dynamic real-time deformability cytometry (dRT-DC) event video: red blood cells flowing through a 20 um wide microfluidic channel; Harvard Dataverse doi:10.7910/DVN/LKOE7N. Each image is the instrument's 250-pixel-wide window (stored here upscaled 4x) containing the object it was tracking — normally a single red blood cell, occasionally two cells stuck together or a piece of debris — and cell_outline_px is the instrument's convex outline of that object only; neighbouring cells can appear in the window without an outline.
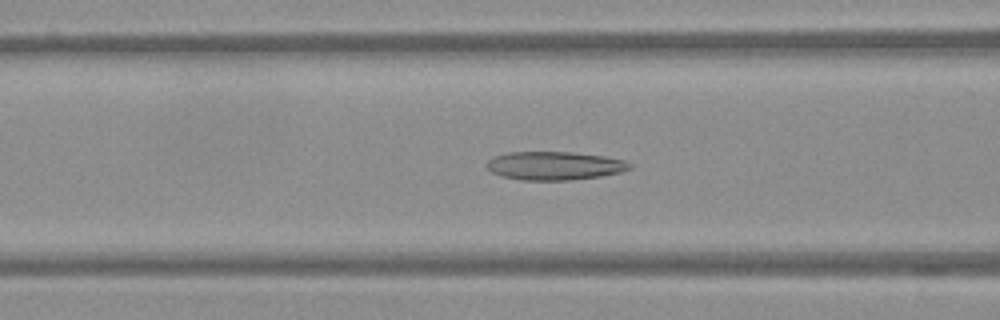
{"species": "Egyptian fruit bat (a non-hibernating species)", "species_latin": "Rousettus aegyptiacus", "temperature_condition": "warm", "stored_images_in_passage": 46, "camera_frame_rate_fps": 3000, "um_per_image_px": 0.085, "frame": {"image": 1, "passage_image": 13, "time_ms": 4.0, "image_size_px": [1000, 320], "cell_outline_px": [[632, 168], [620, 172], [600, 176], [568, 180], [520, 180], [500, 176], [484, 168], [484, 164], [492, 156], [508, 152], [572, 152], [604, 156], [624, 160], [632, 164]], "centroid_in_image_um": [47.07, 14.08], "position_along_channel_um": 119.5, "area_um2": 23.93}}
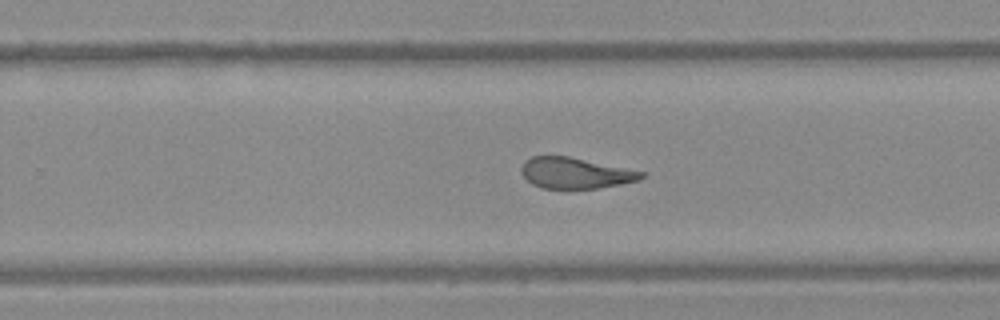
{"frame": {"image": 2, "passage_image": 26, "time_ms": 8.333, "image_size_px": [1000, 320], "cell_outline_px": [[648, 176], [640, 180], [620, 184], [596, 188], [540, 188], [532, 184], [520, 172], [520, 168], [532, 156], [568, 156], [644, 172]], "centroid_in_image_um": [48.92, 14.71], "position_along_channel_um": 280.9, "area_um2": 21.39}}
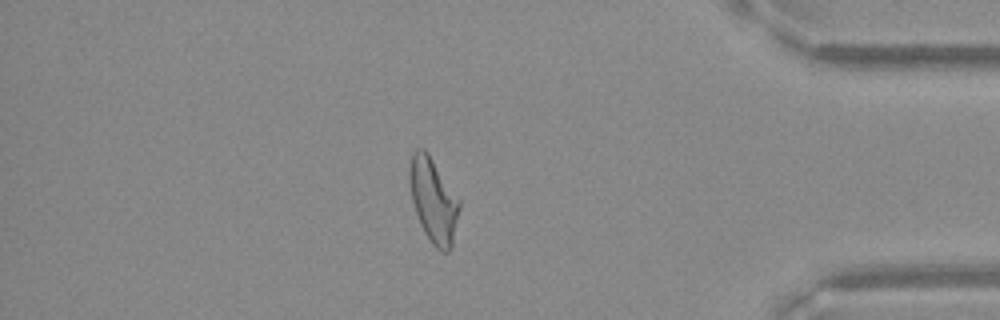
{"frame": {"image": 3, "passage_image": 38, "time_ms": 12.333, "image_size_px": [1000, 320], "cell_outline_px": [[460, 208], [452, 248], [448, 252], [440, 252], [432, 244], [424, 232], [420, 224], [412, 200], [408, 180], [408, 172], [412, 152], [416, 148], [424, 148], [428, 152], [460, 200]], "centroid_in_image_um": [36.83, 17.03], "position_along_channel_um": 398.4, "area_um2": 24.8}}